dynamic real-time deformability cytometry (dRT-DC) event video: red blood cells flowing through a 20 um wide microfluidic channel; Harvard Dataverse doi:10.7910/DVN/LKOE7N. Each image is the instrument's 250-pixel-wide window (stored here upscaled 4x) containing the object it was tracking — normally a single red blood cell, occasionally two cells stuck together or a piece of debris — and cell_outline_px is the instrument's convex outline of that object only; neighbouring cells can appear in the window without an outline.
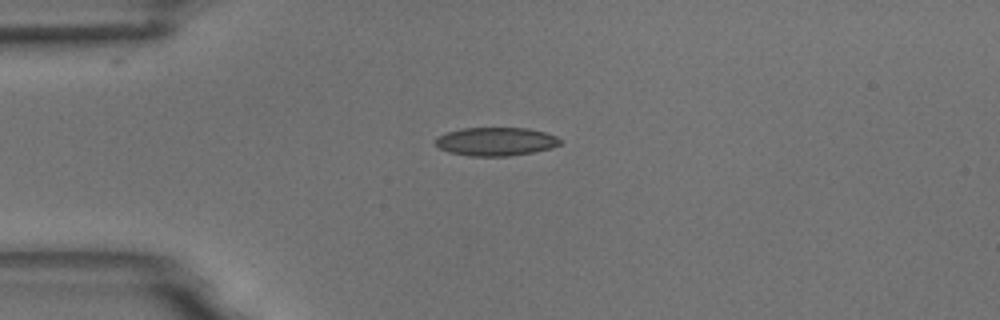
{"species": "common noctule bat (a hibernating species)", "species_latin": "Nyctalus noctula", "temperature_condition": "room temperature", "stored_images_in_passage": 6, "camera_frame_rate_fps": 3000, "um_per_image_px": 0.085, "animal": {"sex": "male", "body_mass_g": 18.8}, "frame": {"image": 1, "passage_image": 1, "time_ms": 0.0, "image_size_px": [1000, 320], "cell_outline_px": [[560, 144], [552, 148], [532, 152], [508, 156], [468, 156], [448, 152], [440, 148], [436, 144], [436, 136], [448, 132], [464, 128], [528, 128], [544, 132], [556, 136], [560, 140]], "centroid_in_image_um": [42.13, 12.03], "position_along_channel_um": 42.9, "area_um2": 20.58}}